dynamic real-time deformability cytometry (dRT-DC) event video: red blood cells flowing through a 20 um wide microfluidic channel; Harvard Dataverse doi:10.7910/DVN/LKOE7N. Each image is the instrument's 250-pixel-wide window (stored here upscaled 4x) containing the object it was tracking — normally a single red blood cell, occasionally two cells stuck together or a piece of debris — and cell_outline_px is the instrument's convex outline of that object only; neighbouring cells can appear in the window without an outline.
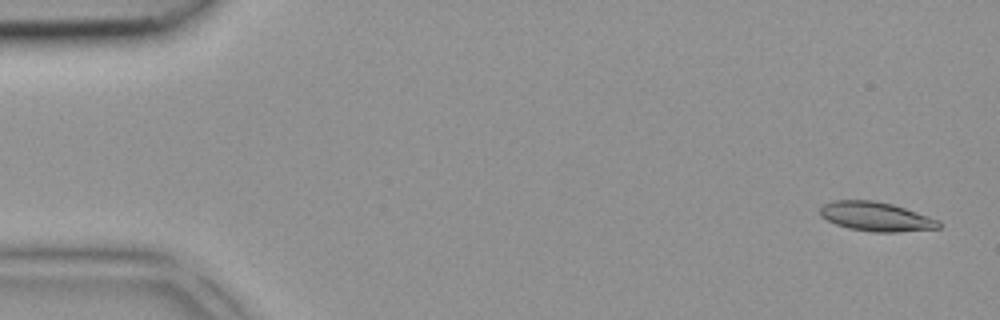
{"species": "common noctule bat (a hibernating species)", "species_latin": "Nyctalus noctula", "temperature_condition": "room temperature", "stored_images_in_passage": 44, "camera_frame_rate_fps": 3000, "um_per_image_px": 0.085, "animal": {"sex": "female", "body_mass_g": 18.4}, "frame": {"image": 1, "passage_image": 2, "time_ms": 0.333, "image_size_px": [1000, 320], "cell_outline_px": [[940, 228], [896, 232], [872, 232], [848, 228], [836, 224], [820, 216], [820, 208], [824, 204], [832, 200], [872, 200], [892, 204], [940, 220]], "centroid_in_image_um": [74.44, 18.41], "position_along_channel_um": 10.6, "area_um2": 20.11}}
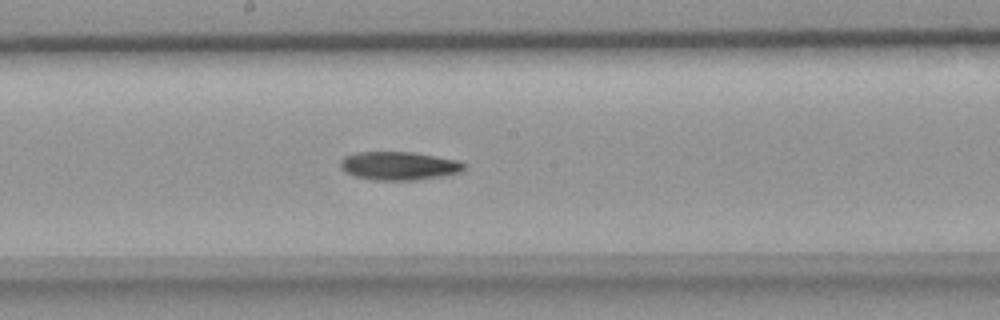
{"frame": {"image": 2, "passage_image": 23, "time_ms": 7.333, "image_size_px": [1000, 320], "cell_outline_px": [[464, 168], [460, 172], [440, 176], [416, 180], [376, 180], [356, 176], [340, 168], [340, 160], [344, 156], [356, 152], [412, 152], [436, 156], [456, 160], [464, 164]], "centroid_in_image_um": [33.88, 14.09], "position_along_channel_um": 214.3, "area_um2": 20.23}}
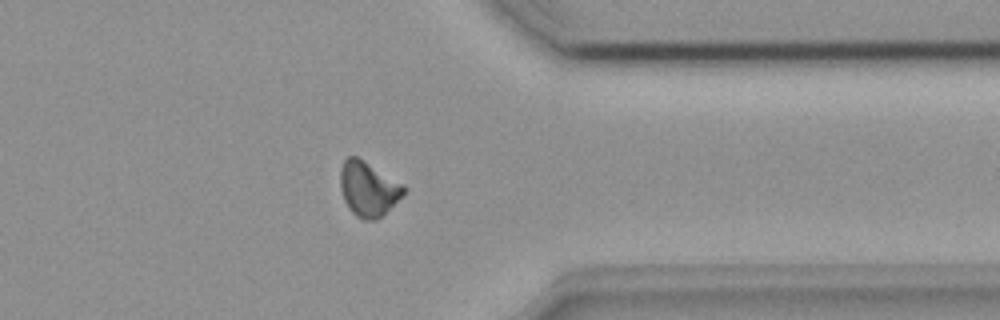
{"frame": {"image": 3, "passage_image": 34, "time_ms": 11.0, "image_size_px": [1000, 320], "cell_outline_px": [[404, 192], [376, 220], [364, 220], [356, 216], [348, 208], [344, 200], [340, 188], [340, 168], [344, 160], [348, 156], [356, 156], [404, 184]], "centroid_in_image_um": [31.24, 16.03], "position_along_channel_um": 380.2, "area_um2": 19.83}}